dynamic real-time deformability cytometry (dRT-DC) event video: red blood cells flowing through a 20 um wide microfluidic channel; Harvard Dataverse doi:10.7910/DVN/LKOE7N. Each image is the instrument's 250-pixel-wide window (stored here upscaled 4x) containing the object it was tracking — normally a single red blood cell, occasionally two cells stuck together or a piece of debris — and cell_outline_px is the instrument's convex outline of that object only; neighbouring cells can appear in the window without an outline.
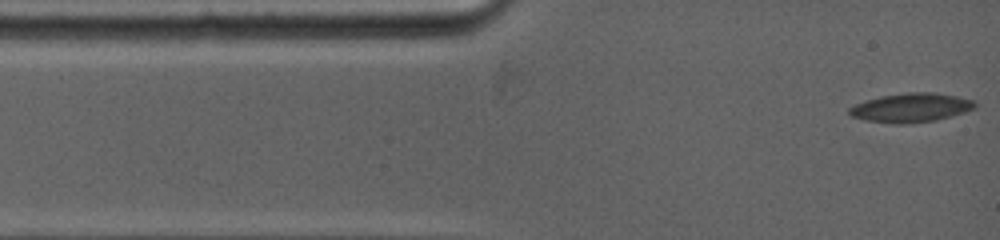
{"species": "common noctule bat (a hibernating species)", "species_latin": "Nyctalus noctula", "temperature_condition": "warm", "stored_images_in_passage": 53, "camera_frame_rate_fps": 5000, "um_per_image_px": 0.085, "animal": {"sex": "female", "body_mass_g": 19.0, "forearm_length_mm": 53.3}, "frame": {"image": 1, "passage_image": 1, "time_ms": 0.0, "image_size_px": [1000, 240], "cell_outline_px": [[976, 104], [972, 108], [964, 112], [932, 120], [868, 120], [852, 116], [848, 112], [848, 108], [856, 104], [880, 96], [908, 92], [932, 92], [956, 96], [972, 100]], "centroid_in_image_um": [77.44, 9.08], "position_along_channel_um": 7.6, "area_um2": 19.65}}
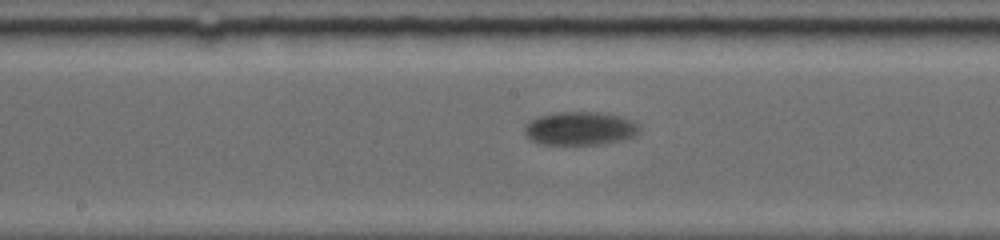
{"frame": {"image": 2, "passage_image": 23, "time_ms": 6.6, "image_size_px": [1000, 240], "cell_outline_px": [[640, 128], [632, 136], [620, 140], [604, 144], [540, 144], [532, 140], [524, 132], [524, 128], [532, 120], [540, 116], [556, 112], [600, 112], [620, 116], [632, 120]], "centroid_in_image_um": [49.29, 10.91], "position_along_channel_um": 198.9, "area_um2": 22.02}}
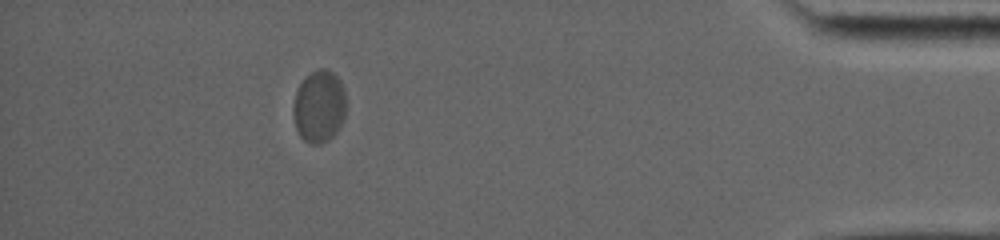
{"frame": {"image": 3, "passage_image": 45, "time_ms": 14.2, "image_size_px": [1000, 240], "cell_outline_px": [[344, 116], [340, 128], [328, 140], [320, 144], [312, 144], [304, 140], [300, 136], [296, 128], [292, 112], [292, 108], [296, 92], [300, 84], [316, 68], [324, 68], [332, 72], [340, 80], [344, 88]], "centroid_in_image_um": [27.11, 9.05], "position_along_channel_um": 408.1, "area_um2": 22.14}, "authors_computed_cell_mechanics": {"area_um2": 21.386, "velocity_mm_per_s": 3.6096, "shape_relaxation_time_tau1_ms": 1.6687, "shape_relaxation_time_tau2_ms": null, "deformation_change_tau1": 0.0728, "deformation_change_tau2": null}}